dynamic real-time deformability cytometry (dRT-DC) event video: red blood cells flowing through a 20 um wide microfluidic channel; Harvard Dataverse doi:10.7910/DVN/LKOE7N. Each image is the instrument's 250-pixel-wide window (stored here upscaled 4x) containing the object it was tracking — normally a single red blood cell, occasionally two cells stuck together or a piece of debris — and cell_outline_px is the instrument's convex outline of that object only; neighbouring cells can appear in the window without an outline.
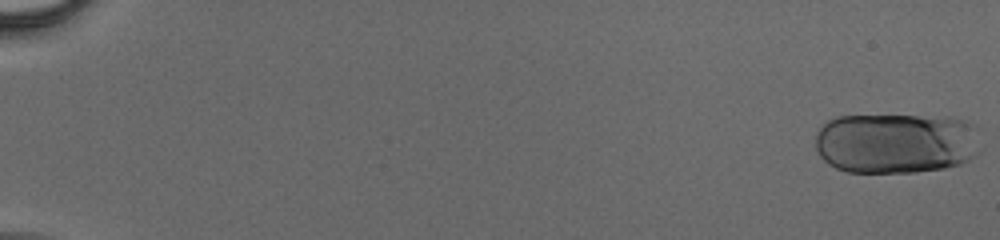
{"species": "human", "species_latin": "Homo sapiens", "temperature_condition": "cold", "stored_images_in_passage": 56, "segment_of_instrument_passage": [1, 2], "camera_frame_rate_fps": 3000, "um_per_image_px": 0.085, "donor": {"sex": "male"}, "frame": {"image": 1, "passage_image": 1, "time_ms": 0.0, "image_size_px": [1000, 240], "cell_outline_px": [[984, 148], [976, 156], [960, 164], [944, 168], [916, 172], [848, 172], [836, 168], [828, 164], [820, 156], [816, 148], [816, 132], [828, 120], [836, 116], [948, 116], [964, 120], [976, 124]], "centroid_in_image_um": [76.26, 12.16], "position_along_channel_um": 8.7, "area_um2": 59.65}}
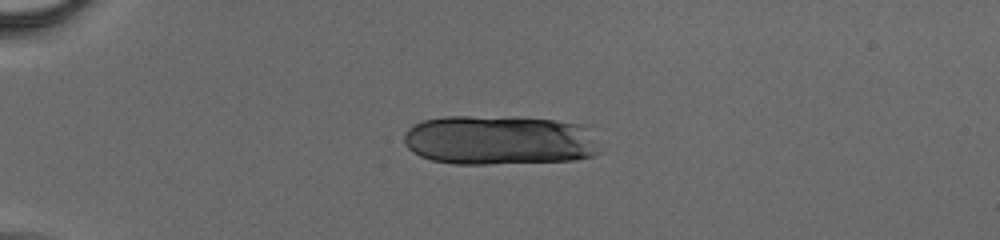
{"frame": {"image": 2, "passage_image": 16, "time_ms": 5.0, "image_size_px": [1000, 240], "cell_outline_px": [[604, 152], [592, 156], [576, 160], [488, 164], [452, 164], [432, 160], [420, 156], [412, 152], [404, 144], [404, 132], [412, 124], [424, 120], [444, 116], [520, 116], [556, 120], [580, 124]], "centroid_in_image_um": [42.41, 11.91], "position_along_channel_um": 42.6, "area_um2": 57.34}}